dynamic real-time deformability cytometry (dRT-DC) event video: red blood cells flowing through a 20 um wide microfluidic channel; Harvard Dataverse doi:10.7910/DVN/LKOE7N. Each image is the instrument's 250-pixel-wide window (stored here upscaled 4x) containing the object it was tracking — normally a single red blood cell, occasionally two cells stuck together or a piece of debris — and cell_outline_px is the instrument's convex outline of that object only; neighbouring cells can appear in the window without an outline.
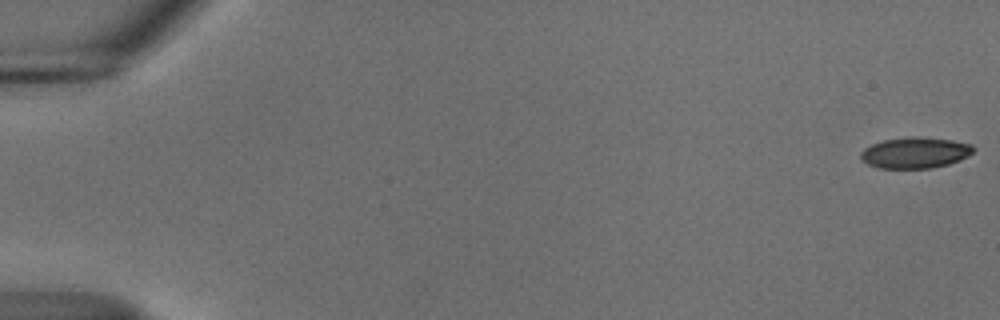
{"species": "common noctule bat (a hibernating species)", "species_latin": "Nyctalus noctula", "temperature_condition": "cold", "stored_images_in_passage": 55, "camera_frame_rate_fps": 3000, "um_per_image_px": 0.085, "animal": {"sex": "male", "body_mass_g": 18.8}, "frame": {"image": 1, "passage_image": 1, "time_ms": 0.0, "image_size_px": [1000, 320], "cell_outline_px": [[976, 148], [968, 156], [960, 160], [948, 164], [928, 168], [880, 168], [868, 164], [860, 160], [860, 152], [864, 148], [872, 144], [884, 140], [908, 136], [952, 140], [972, 144]], "centroid_in_image_um": [77.77, 12.98], "position_along_channel_um": 7.2, "area_um2": 20.35}}
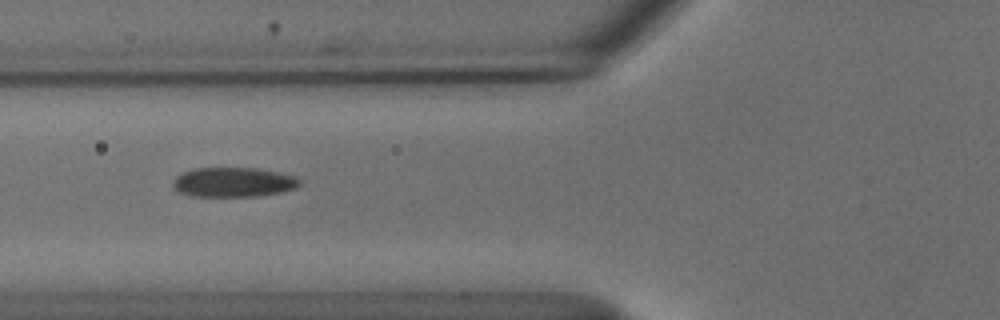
{"frame": {"image": 2, "passage_image": 22, "time_ms": 7.0, "image_size_px": [1000, 320], "cell_outline_px": [[300, 184], [296, 188], [280, 192], [256, 196], [192, 196], [180, 192], [172, 188], [172, 180], [176, 176], [184, 172], [196, 168], [256, 168], [296, 176], [300, 180]], "centroid_in_image_um": [19.81, 15.48], "position_along_channel_um": 106.0, "area_um2": 21.79}}
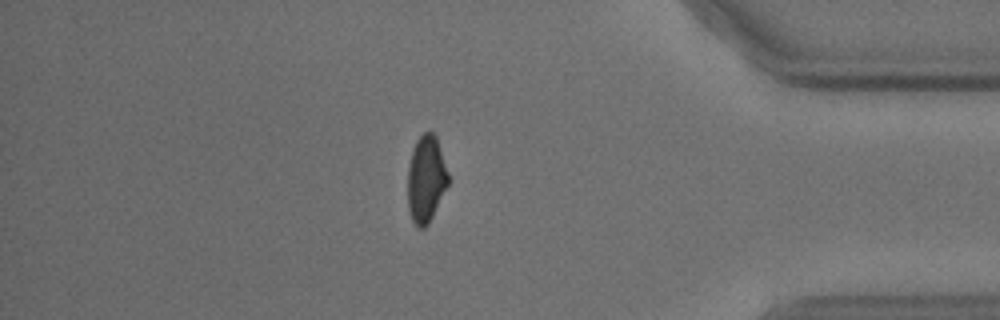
{"frame": {"image": 3, "passage_image": 48, "time_ms": 15.667, "image_size_px": [1000, 320], "cell_outline_px": [[448, 184], [428, 224], [424, 228], [420, 228], [412, 220], [408, 208], [408, 168], [412, 152], [416, 140], [424, 132], [432, 132], [436, 136], [448, 172]], "centroid_in_image_um": [36.21, 15.21], "position_along_channel_um": 399.0, "area_um2": 20.17}, "authors_computed_cell_mechanics": {"area_um2": 21.7328, "velocity_mm_per_s": 3.6927, "shape_relaxation_time_tau1_ms": 4.4231, "shape_relaxation_time_tau2_ms": 9.9813, "deformation_change_tau1": 0.1226, "deformation_change_tau2": 0.149}}